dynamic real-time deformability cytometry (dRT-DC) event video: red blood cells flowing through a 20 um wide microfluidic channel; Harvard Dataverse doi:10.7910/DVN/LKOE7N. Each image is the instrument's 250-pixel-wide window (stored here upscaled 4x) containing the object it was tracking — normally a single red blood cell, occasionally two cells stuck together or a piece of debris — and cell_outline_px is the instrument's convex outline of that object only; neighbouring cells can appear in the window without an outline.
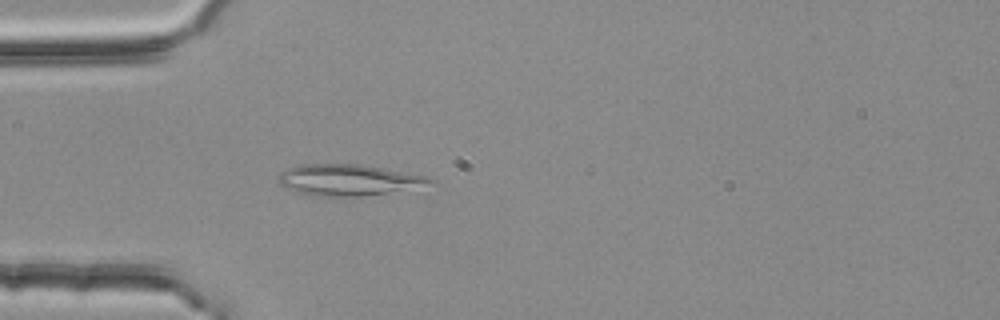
{"species": "common noctule bat (a hibernating species)", "species_latin": "Nyctalus noctula", "temperature_condition": "room temperature", "stored_images_in_passage": 39, "camera_frame_rate_fps": 3000, "um_per_image_px": 0.085, "animal": {"sex": "female", "body_mass_g": 25.1}, "frame": {"image": 1, "passage_image": 10, "time_ms": 3.0, "image_size_px": [1000, 320], "cell_outline_px": [[436, 180], [352, 200], [308, 196], [296, 192], [280, 184], [276, 180], [280, 172], [284, 168], [304, 164], [360, 164], [428, 176]], "centroid_in_image_um": [29.41, 15.33], "position_along_channel_um": 55.6, "area_um2": 27.92}}
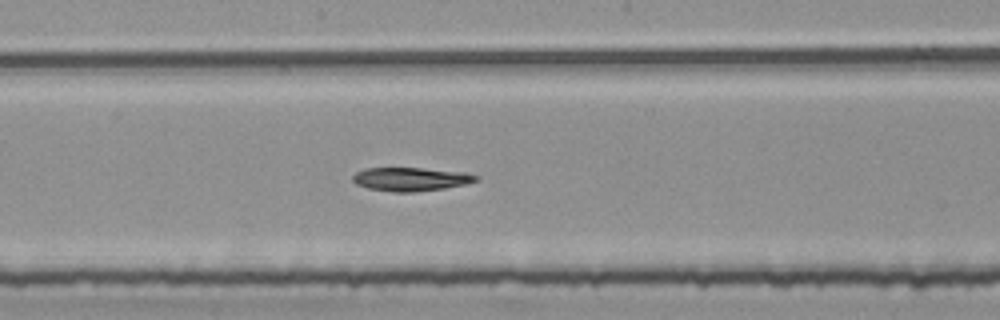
{"frame": {"image": 2, "passage_image": 23, "time_ms": 7.333, "image_size_px": [1000, 320], "cell_outline_px": [[480, 180], [464, 184], [444, 188], [412, 192], [392, 192], [368, 188], [356, 184], [352, 180], [352, 176], [356, 172], [364, 168], [424, 168], [464, 172], [480, 176]], "centroid_in_image_um": [34.91, 15.22], "position_along_channel_um": 213.3, "area_um2": 16.99}}
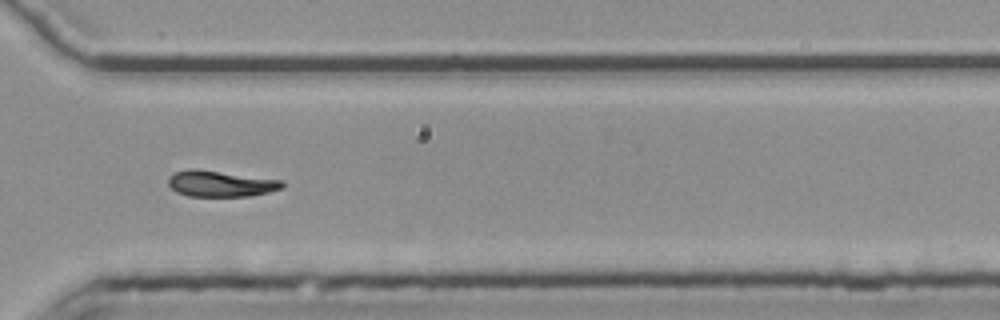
{"frame": {"image": 3, "passage_image": 34, "time_ms": 11.0, "image_size_px": [1000, 320], "cell_outline_px": [[284, 188], [268, 192], [248, 196], [188, 196], [176, 192], [168, 184], [168, 176], [176, 172], [192, 168], [196, 168], [284, 180]], "centroid_in_image_um": [18.76, 15.6], "position_along_channel_um": 351.8, "area_um2": 17.46}, "authors_computed_cell_mechanics": {"area_um2": 17.8024, "velocity_mm_per_s": 3.793, "shape_relaxation_time_tau1_ms": null, "shape_relaxation_time_tau2_ms": 3.7259, "deformation_change_tau1": null, "deformation_change_tau2": 0.0695}}